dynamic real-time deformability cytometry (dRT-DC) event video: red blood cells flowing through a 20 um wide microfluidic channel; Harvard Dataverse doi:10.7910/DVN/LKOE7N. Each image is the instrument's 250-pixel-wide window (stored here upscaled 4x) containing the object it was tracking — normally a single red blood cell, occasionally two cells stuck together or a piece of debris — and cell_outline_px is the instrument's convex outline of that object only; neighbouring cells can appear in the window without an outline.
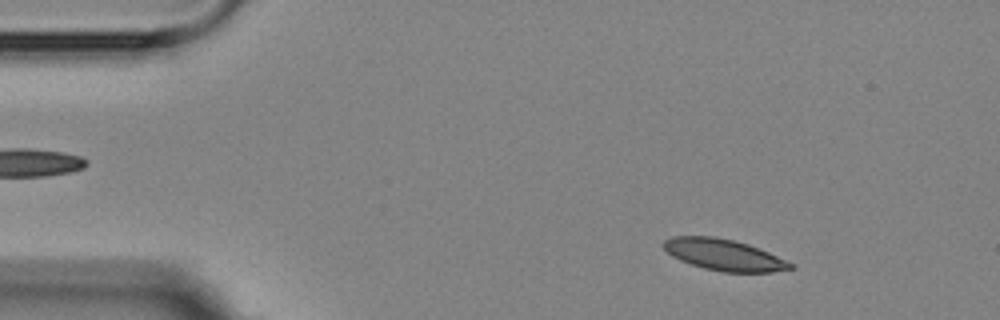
{"species": "Egyptian fruit bat (a non-hibernating species)", "species_latin": "Rousettus aegyptiacus", "temperature_condition": "room temperature", "stored_images_in_passage": 4, "camera_frame_rate_fps": 3000, "um_per_image_px": 0.085, "animal": {"sex": "female"}, "frame": {"image": 1, "passage_image": 2, "time_ms": 1.0, "image_size_px": [1000, 320], "cell_outline_px": [[796, 268], [772, 272], [724, 272], [704, 268], [680, 260], [672, 256], [660, 244], [664, 240], [672, 236], [716, 236], [748, 244], [768, 252], [796, 264]], "centroid_in_image_um": [61.55, 21.66], "position_along_channel_um": 23.5, "area_um2": 23.24}}
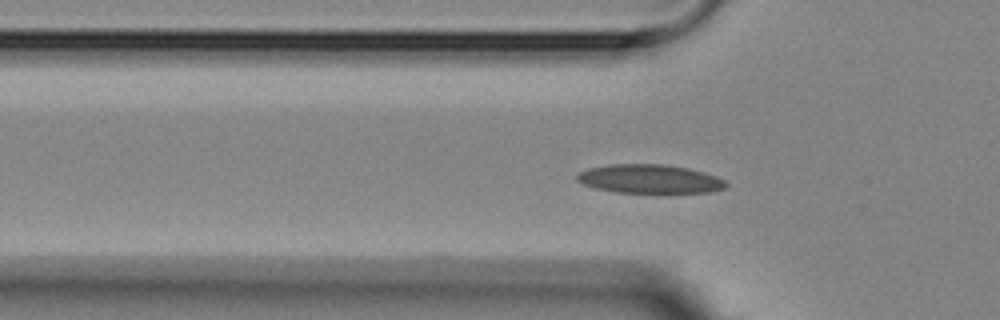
{"frame": {"image": 2, "passage_image": 4, "time_ms": 4.333, "image_size_px": [1000, 320], "cell_outline_px": [[728, 184], [724, 188], [712, 192], [616, 192], [596, 188], [584, 184], [576, 180], [576, 176], [580, 172], [588, 168], [612, 164], [664, 164], [688, 168], [704, 172], [716, 176], [724, 180]], "centroid_in_image_um": [55.23, 15.2], "position_along_channel_um": 70.6, "area_um2": 24.8}}